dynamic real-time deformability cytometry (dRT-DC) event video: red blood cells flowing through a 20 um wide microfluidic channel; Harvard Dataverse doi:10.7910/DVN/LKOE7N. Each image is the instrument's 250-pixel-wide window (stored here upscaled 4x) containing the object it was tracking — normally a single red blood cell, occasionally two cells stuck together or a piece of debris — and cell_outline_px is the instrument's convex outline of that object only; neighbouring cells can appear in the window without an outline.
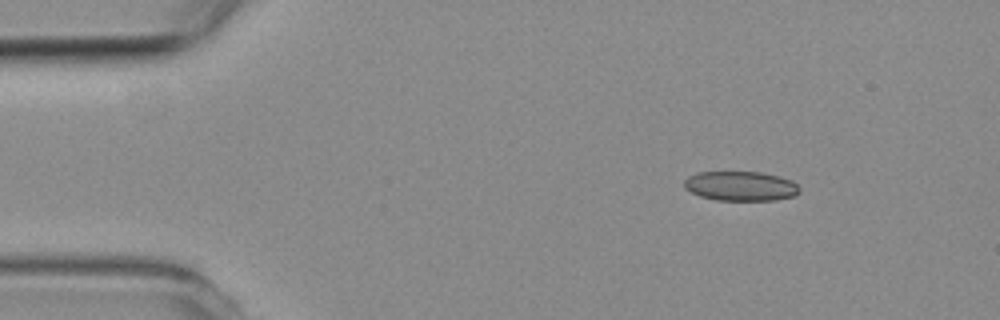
{"species": "common noctule bat (a hibernating species)", "species_latin": "Nyctalus noctula", "temperature_condition": "room temperature", "stored_images_in_passage": 5, "camera_frame_rate_fps": 3000, "um_per_image_px": 0.085, "animal": {"sex": "female", "body_mass_g": 19.3, "forearm_length_mm": 54.1}, "frame": {"image": 1, "passage_image": 1, "time_ms": 0.0, "image_size_px": [1000, 320], "cell_outline_px": [[800, 192], [796, 196], [776, 200], [716, 200], [700, 196], [684, 188], [684, 180], [688, 176], [700, 172], [760, 172], [780, 176], [792, 180], [800, 188]], "centroid_in_image_um": [62.99, 15.82], "position_along_channel_um": 22.0, "area_um2": 20.0}}
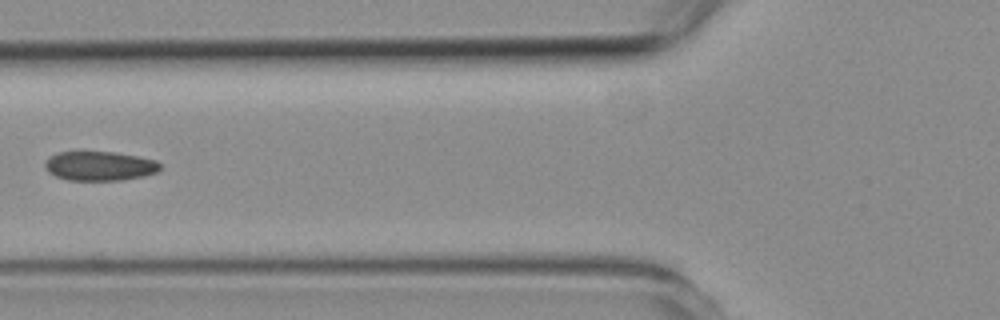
{"frame": {"image": 2, "passage_image": 4, "time_ms": 4.333, "image_size_px": [1000, 320], "cell_outline_px": [[160, 168], [156, 172], [144, 176], [124, 180], [68, 180], [56, 176], [48, 172], [44, 168], [44, 160], [48, 156], [56, 152], [112, 152], [136, 156], [156, 160], [160, 164]], "centroid_in_image_um": [8.41, 14.11], "position_along_channel_um": 117.4, "area_um2": 19.77}}
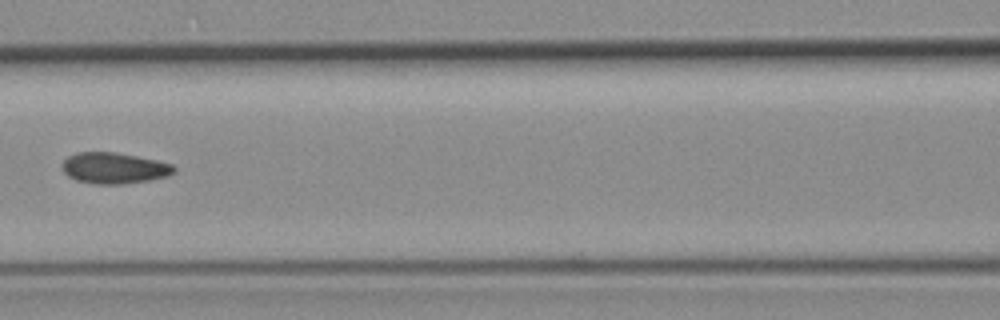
{"frame": {"image": 3, "passage_image": 5, "time_ms": 5.333, "image_size_px": [1000, 320], "cell_outline_px": [[176, 172], [168, 176], [148, 180], [120, 184], [92, 184], [76, 180], [68, 176], [64, 172], [60, 164], [68, 156], [76, 152], [116, 152], [156, 160], [172, 164], [176, 168]], "centroid_in_image_um": [9.68, 14.28], "position_along_channel_um": 156.9, "area_um2": 20.35}}